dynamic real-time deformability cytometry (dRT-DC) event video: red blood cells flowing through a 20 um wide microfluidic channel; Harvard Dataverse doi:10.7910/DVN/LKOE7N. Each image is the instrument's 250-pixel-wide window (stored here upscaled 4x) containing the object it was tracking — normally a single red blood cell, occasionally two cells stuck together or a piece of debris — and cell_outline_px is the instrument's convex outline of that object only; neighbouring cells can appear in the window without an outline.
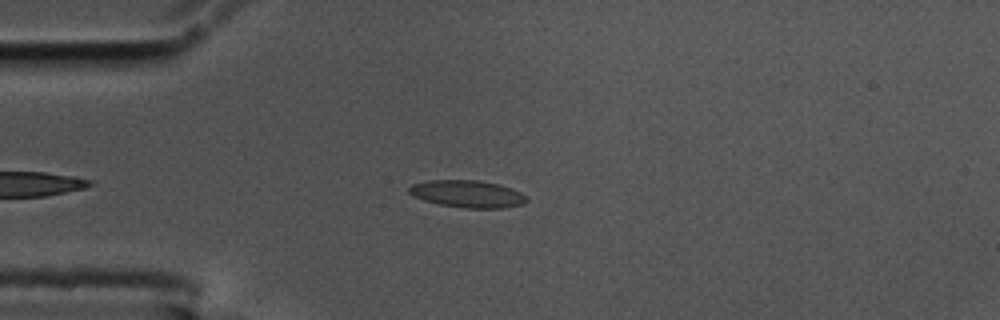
{"species": "common noctule bat (a hibernating species)", "species_latin": "Nyctalus noctula", "temperature_condition": "cold", "stored_images_in_passage": 50, "camera_frame_rate_fps": 3000, "um_per_image_px": 0.085, "animal": {"sex": "male", "body_mass_g": 17.5, "forearm_length_mm": 52.3}, "frame": {"image": 1, "passage_image": 14, "time_ms": 4.333, "image_size_px": [1000, 320], "cell_outline_px": [[528, 200], [524, 204], [504, 208], [464, 208], [440, 204], [424, 200], [408, 192], [408, 188], [412, 184], [428, 180], [476, 180], [500, 184], [512, 188], [528, 196]], "centroid_in_image_um": [39.79, 16.48], "position_along_channel_um": 45.2, "area_um2": 18.73}}
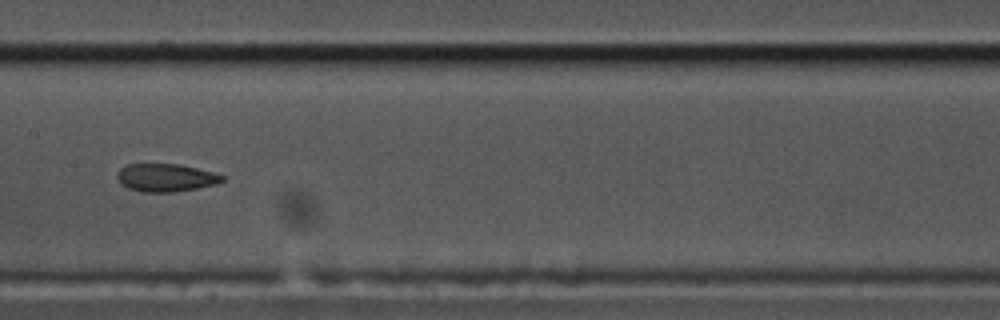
{"frame": {"image": 2, "passage_image": 28, "time_ms": 9.0, "image_size_px": [1000, 320], "cell_outline_px": [[224, 180], [216, 184], [196, 188], [172, 192], [140, 192], [128, 188], [120, 184], [116, 176], [116, 172], [120, 168], [128, 164], [180, 164], [212, 172], [224, 176]], "centroid_in_image_um": [14.04, 15.1], "position_along_channel_um": 193.4, "area_um2": 17.11}}
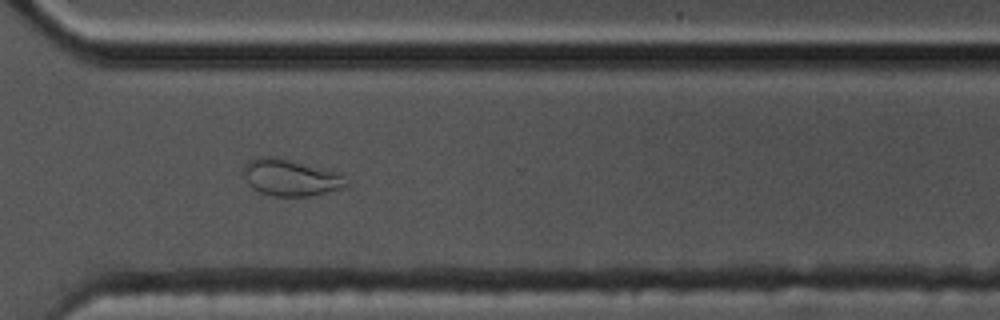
{"frame": {"image": 3, "passage_image": 41, "time_ms": 13.333, "image_size_px": [1000, 320], "cell_outline_px": [[352, 184], [348, 188], [308, 196], [272, 196], [260, 192], [252, 188], [248, 184], [244, 176], [244, 164], [248, 160], [256, 156], [276, 156], [340, 172]], "centroid_in_image_um": [24.75, 15.08], "position_along_channel_um": 345.8, "area_um2": 22.6}, "authors_computed_cell_mechanics": {"area_um2": 17.8602, "velocity_mm_per_s": 3.522, "shape_relaxation_time_tau1_ms": null, "shape_relaxation_time_tau2_ms": 2.6133, "deformation_change_tau1": null, "deformation_change_tau2": 0.0885}}